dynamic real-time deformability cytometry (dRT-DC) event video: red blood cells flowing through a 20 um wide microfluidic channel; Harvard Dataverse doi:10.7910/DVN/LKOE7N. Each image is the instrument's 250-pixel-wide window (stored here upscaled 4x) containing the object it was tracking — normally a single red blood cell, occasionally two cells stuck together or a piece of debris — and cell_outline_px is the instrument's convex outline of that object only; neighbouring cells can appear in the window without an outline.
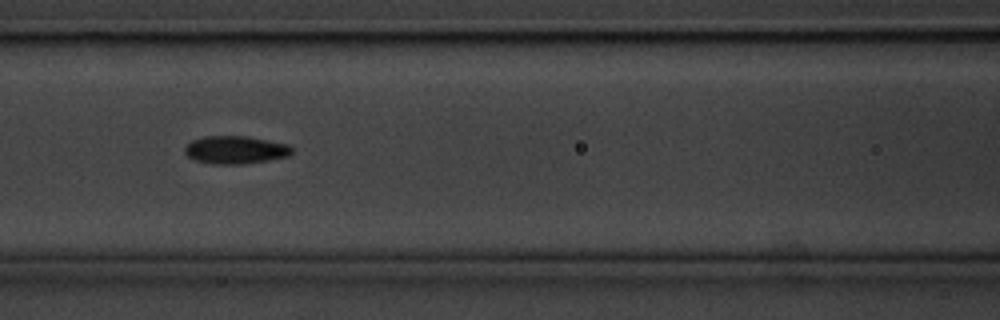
{"species": "common noctule bat (a hibernating species)", "species_latin": "Nyctalus noctula", "temperature_condition": "cold", "stored_images_in_passage": 39, "camera_frame_rate_fps": 3000, "um_per_image_px": 0.085, "animal": {"sex": "male", "body_mass_g": 20.1, "forearm_length_mm": 53.5}, "frame": {"image": 1, "passage_image": 12, "time_ms": 3.667, "image_size_px": [1000, 320], "cell_outline_px": [[292, 152], [288, 156], [268, 160], [244, 164], [212, 164], [196, 160], [188, 156], [184, 152], [184, 148], [192, 140], [204, 136], [248, 136], [288, 144], [292, 148]], "centroid_in_image_um": [20.01, 12.73], "position_along_channel_um": 146.6, "area_um2": 17.4}, "authors_computed_cell_mechanics": {"area_um2": 16.762, "velocity_mm_per_s": 3.575, "shape_relaxation_time_tau1_ms": 3.6106, "shape_relaxation_time_tau2_ms": 6.9196, "deformation_change_tau1": 0.1189, "deformation_change_tau2": 0.1193}}